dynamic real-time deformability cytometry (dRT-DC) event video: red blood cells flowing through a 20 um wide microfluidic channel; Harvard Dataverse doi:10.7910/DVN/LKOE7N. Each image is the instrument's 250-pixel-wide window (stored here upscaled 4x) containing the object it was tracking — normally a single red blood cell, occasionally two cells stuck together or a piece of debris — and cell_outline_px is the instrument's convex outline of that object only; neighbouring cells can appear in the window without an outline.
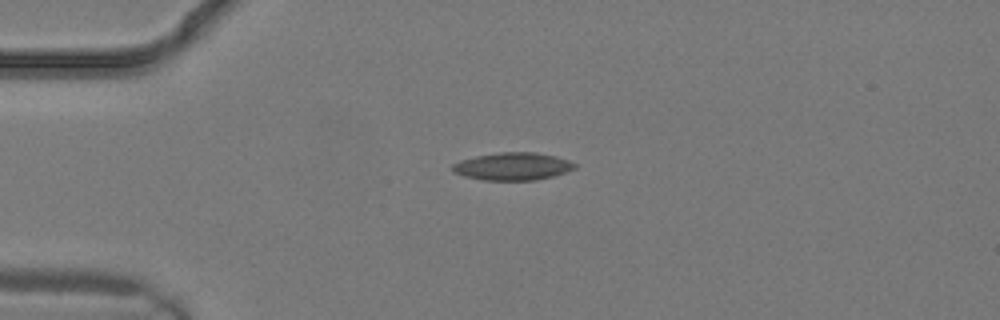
{"species": "common noctule bat (a hibernating species)", "species_latin": "Nyctalus noctula", "temperature_condition": "warm", "stored_images_in_passage": 1, "camera_frame_rate_fps": 3000, "um_per_image_px": 0.085, "animal": {"sex": "male", "body_mass_g": 19.2, "forearm_length_mm": 51.8}, "frame": {"image": 1, "passage_image": 1, "time_ms": 0.0, "image_size_px": [1000, 320], "cell_outline_px": [[576, 168], [552, 176], [536, 180], [484, 180], [464, 176], [452, 172], [452, 164], [460, 160], [476, 156], [500, 152], [536, 152], [556, 156], [568, 160], [576, 164]], "centroid_in_image_um": [43.56, 14.14], "position_along_channel_um": 41.4, "area_um2": 19.65}}